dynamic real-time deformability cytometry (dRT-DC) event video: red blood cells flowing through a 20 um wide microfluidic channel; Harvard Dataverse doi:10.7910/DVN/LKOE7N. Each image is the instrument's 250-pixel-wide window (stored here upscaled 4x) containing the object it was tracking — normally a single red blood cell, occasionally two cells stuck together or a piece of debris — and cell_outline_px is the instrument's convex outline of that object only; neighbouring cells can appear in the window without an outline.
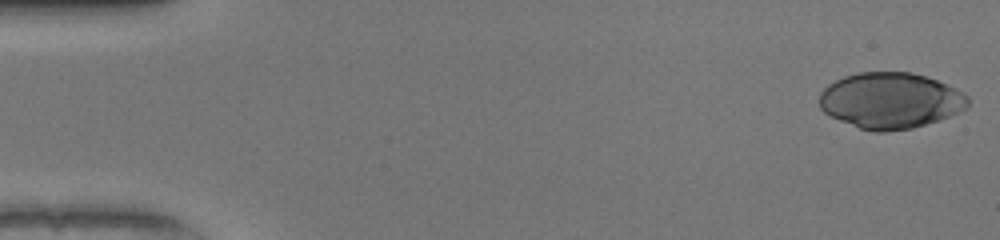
{"species": "human", "species_latin": "Homo sapiens", "temperature_condition": "warm", "stored_images_in_passage": 50, "camera_frame_rate_fps": 3000, "um_per_image_px": 0.085, "donor": {"sex": "female"}, "frame": {"image": 1, "passage_image": 1, "time_ms": 0.0, "image_size_px": [1000, 240], "cell_outline_px": [[968, 108], [940, 120], [912, 128], [888, 132], [872, 132], [860, 128], [840, 120], [824, 112], [820, 108], [820, 92], [828, 84], [844, 76], [860, 72], [912, 72], [936, 80], [956, 88], [968, 96]], "centroid_in_image_um": [75.7, 8.55], "position_along_channel_um": 9.3, "area_um2": 48.49}}
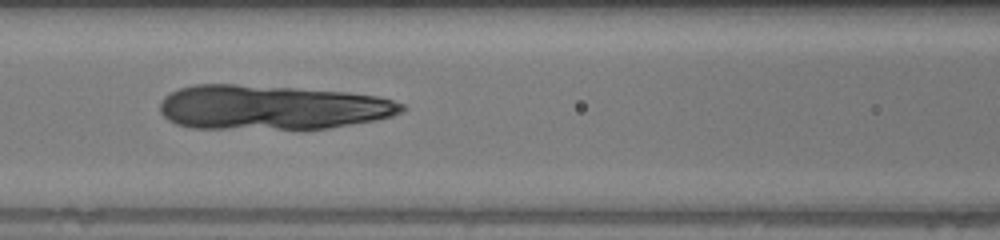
{"frame": {"image": 2, "passage_image": 22, "time_ms": 7.0, "image_size_px": [1000, 240], "cell_outline_px": [[408, 108], [404, 112], [392, 116], [376, 120], [328, 128], [192, 128], [176, 124], [168, 120], [160, 112], [160, 104], [164, 96], [180, 88], [196, 84], [236, 84], [348, 92], [380, 96], [404, 104]], "centroid_in_image_um": [23.13, 9.12], "position_along_channel_um": 143.5, "area_um2": 62.71}}
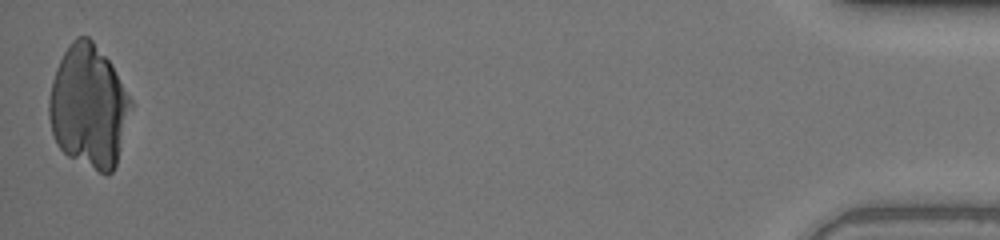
{"frame": {"image": 3, "passage_image": 50, "time_ms": 16.333, "image_size_px": [1000, 240], "cell_outline_px": [[132, 104], [116, 164], [112, 172], [108, 176], [104, 176], [68, 156], [56, 144], [52, 132], [48, 116], [48, 100], [52, 80], [56, 68], [64, 52], [72, 40], [76, 36], [88, 36], [92, 40], [112, 64], [132, 100]], "centroid_in_image_um": [7.52, 9.06], "position_along_channel_um": 427.7, "area_um2": 58.67}}